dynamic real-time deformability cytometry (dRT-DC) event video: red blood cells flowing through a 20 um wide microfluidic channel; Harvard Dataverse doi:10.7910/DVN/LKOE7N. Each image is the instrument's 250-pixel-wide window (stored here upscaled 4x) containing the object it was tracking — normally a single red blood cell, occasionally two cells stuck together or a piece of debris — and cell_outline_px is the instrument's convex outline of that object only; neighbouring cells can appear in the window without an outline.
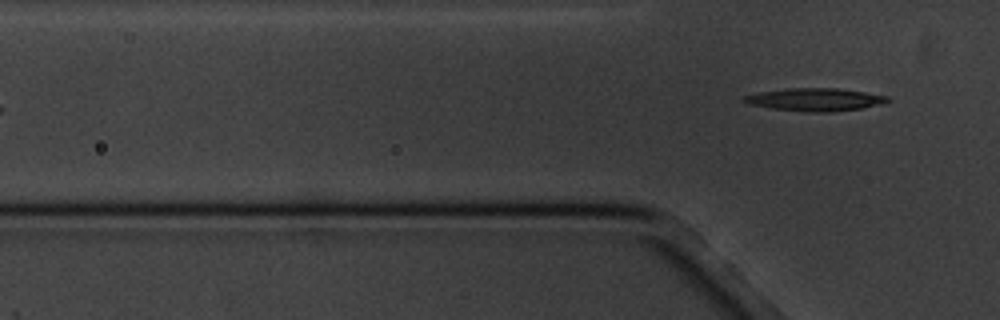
{"species": "common noctule bat (a hibernating species)", "species_latin": "Nyctalus noctula", "temperature_condition": "cold", "stored_images_in_passage": 6, "camera_frame_rate_fps": 3000, "um_per_image_px": 0.085, "animal": {"sex": "male", "body_mass_g": 20.1, "forearm_length_mm": 53.5}, "frame": {"image": 1, "passage_image": 6, "time_ms": 6.0, "image_size_px": [1000, 320], "cell_outline_px": [[892, 100], [880, 104], [860, 108], [832, 112], [808, 112], [772, 108], [748, 104], [740, 100], [744, 96], [760, 92], [788, 88], [836, 88], [864, 92], [888, 96]], "centroid_in_image_um": [69.27, 8.46], "position_along_channel_um": 56.5, "area_um2": 18.96}}